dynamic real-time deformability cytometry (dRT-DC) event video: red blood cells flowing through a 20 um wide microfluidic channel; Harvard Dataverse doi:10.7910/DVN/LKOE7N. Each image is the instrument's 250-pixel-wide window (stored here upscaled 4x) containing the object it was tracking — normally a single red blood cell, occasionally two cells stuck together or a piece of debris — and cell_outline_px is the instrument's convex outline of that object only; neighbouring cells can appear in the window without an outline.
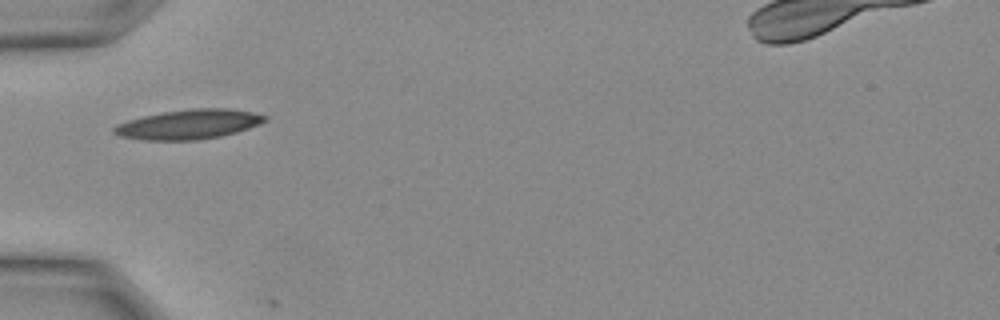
{"species": "Egyptian fruit bat (a non-hibernating species)", "species_latin": "Rousettus aegyptiacus", "temperature_condition": "warm", "stored_images_in_passage": 4, "camera_frame_rate_fps": 3000, "um_per_image_px": 0.085, "animal": {"sex": "female"}, "frame": {"image": 1, "passage_image": 1, "time_ms": 0.0, "image_size_px": [1000, 320], "cell_outline_px": [[268, 120], [260, 124], [236, 132], [220, 136], [196, 140], [144, 140], [120, 136], [112, 132], [112, 128], [116, 124], [128, 120], [144, 116], [164, 112], [192, 108], [228, 108], [252, 112], [268, 116]], "centroid_in_image_um": [16.05, 10.56], "position_along_channel_um": 69.0, "area_um2": 26.01}}
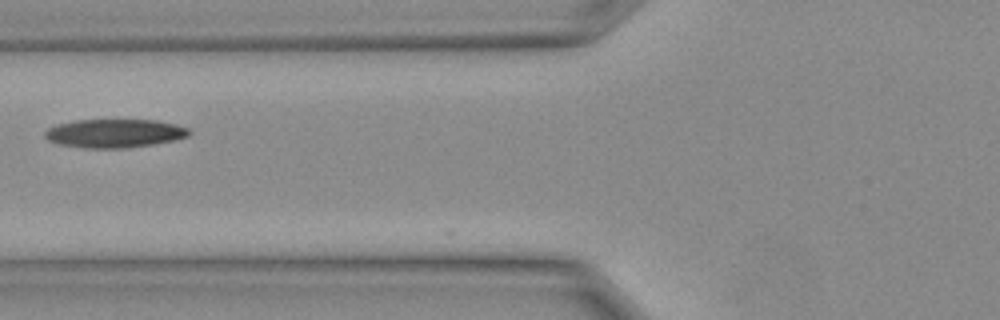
{"frame": {"image": 2, "passage_image": 3, "time_ms": 0.667, "image_size_px": [1000, 320], "cell_outline_px": [[192, 132], [188, 136], [176, 140], [152, 144], [124, 148], [84, 148], [60, 144], [48, 140], [44, 136], [44, 132], [48, 128], [56, 124], [76, 120], [156, 120], [176, 124], [188, 128]], "centroid_in_image_um": [9.74, 11.33], "position_along_channel_um": 116.1, "area_um2": 24.04}}